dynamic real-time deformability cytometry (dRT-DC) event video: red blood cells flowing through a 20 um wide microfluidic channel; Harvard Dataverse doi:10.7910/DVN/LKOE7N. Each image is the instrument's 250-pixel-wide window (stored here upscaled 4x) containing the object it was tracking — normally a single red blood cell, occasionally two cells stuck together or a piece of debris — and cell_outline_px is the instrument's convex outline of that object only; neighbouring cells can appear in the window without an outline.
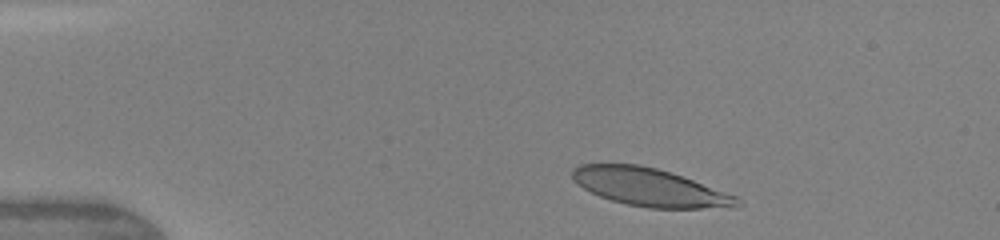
{"species": "human", "species_latin": "Homo sapiens", "temperature_condition": "warm", "stored_images_in_passage": 9, "camera_frame_rate_fps": 3000, "um_per_image_px": 0.085, "donor": {"sex": "female"}, "frame": {"image": 1, "passage_image": 2, "time_ms": 1.0, "image_size_px": [1000, 240], "cell_outline_px": [[744, 204], [740, 208], [648, 208], [628, 204], [612, 200], [600, 196], [584, 188], [572, 180], [572, 168], [580, 164], [640, 164], [656, 168], [692, 180], [736, 196]], "centroid_in_image_um": [55.24, 15.93], "position_along_channel_um": 29.8, "area_um2": 36.18}}